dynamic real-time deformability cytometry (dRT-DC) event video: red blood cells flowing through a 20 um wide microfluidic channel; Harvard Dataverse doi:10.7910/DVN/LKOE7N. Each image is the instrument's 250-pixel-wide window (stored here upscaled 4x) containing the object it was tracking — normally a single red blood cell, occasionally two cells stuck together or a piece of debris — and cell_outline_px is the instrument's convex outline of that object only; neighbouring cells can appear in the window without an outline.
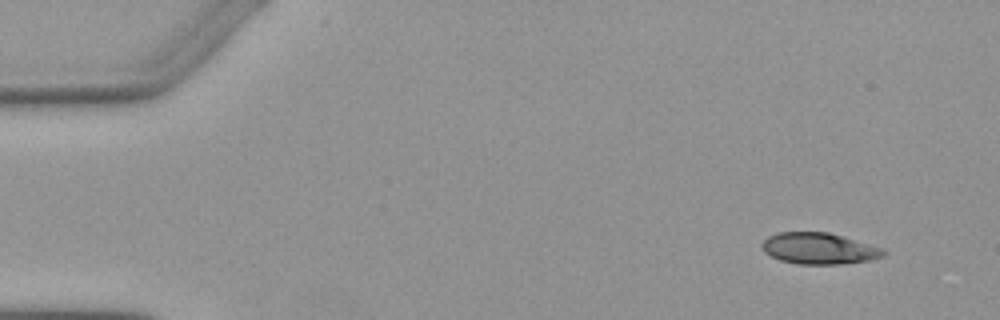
{"species": "Egyptian fruit bat (a non-hibernating species)", "species_latin": "Rousettus aegyptiacus", "temperature_condition": "warm", "stored_images_in_passage": 4, "camera_frame_rate_fps": 3000, "um_per_image_px": 0.085, "animal": {"sex": "female"}, "frame": {"image": 1, "passage_image": 1, "time_ms": 0.0, "image_size_px": [1000, 320], "cell_outline_px": [[888, 252], [884, 256], [872, 260], [840, 264], [796, 264], [780, 260], [764, 252], [760, 244], [768, 236], [776, 232], [828, 232], [884, 248]], "centroid_in_image_um": [69.63, 21.12], "position_along_channel_um": 15.4, "area_um2": 22.37}}
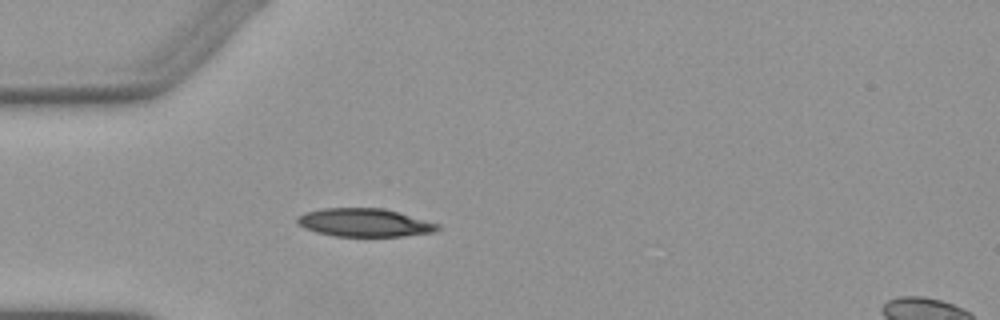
{"frame": {"image": 2, "passage_image": 4, "time_ms": 3.667, "image_size_px": [1000, 320], "cell_outline_px": [[440, 228], [436, 232], [404, 236], [336, 236], [316, 232], [304, 228], [296, 220], [296, 216], [304, 212], [324, 208], [384, 208], [400, 212], [440, 224]], "centroid_in_image_um": [31.0, 18.91], "position_along_channel_um": 54.0, "area_um2": 23.24}}